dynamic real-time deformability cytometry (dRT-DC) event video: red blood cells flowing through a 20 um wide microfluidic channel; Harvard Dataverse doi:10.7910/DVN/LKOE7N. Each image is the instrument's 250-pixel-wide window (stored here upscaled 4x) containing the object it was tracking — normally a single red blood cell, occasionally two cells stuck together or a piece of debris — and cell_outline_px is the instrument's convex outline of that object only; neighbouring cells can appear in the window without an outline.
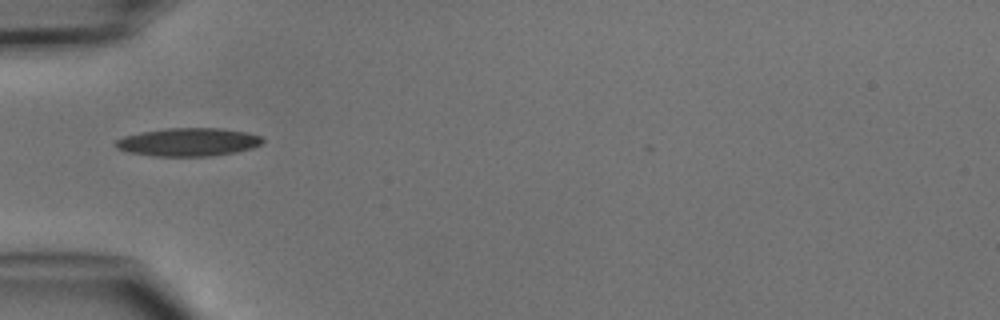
{"species": "common noctule bat (a hibernating species)", "species_latin": "Nyctalus noctula", "temperature_condition": "cold", "stored_images_in_passage": 6, "camera_frame_rate_fps": 3000, "um_per_image_px": 0.085, "animal": {"sex": "male", "body_mass_g": 15.6}, "frame": {"image": 1, "passage_image": 5, "time_ms": 4.667, "image_size_px": [1000, 320], "cell_outline_px": [[264, 140], [260, 144], [252, 148], [236, 152], [212, 156], [152, 156], [128, 152], [116, 148], [112, 144], [116, 140], [124, 136], [140, 132], [168, 128], [220, 128], [248, 132], [260, 136]], "centroid_in_image_um": [15.98, 12.08], "position_along_channel_um": 69.0, "area_um2": 24.28}}